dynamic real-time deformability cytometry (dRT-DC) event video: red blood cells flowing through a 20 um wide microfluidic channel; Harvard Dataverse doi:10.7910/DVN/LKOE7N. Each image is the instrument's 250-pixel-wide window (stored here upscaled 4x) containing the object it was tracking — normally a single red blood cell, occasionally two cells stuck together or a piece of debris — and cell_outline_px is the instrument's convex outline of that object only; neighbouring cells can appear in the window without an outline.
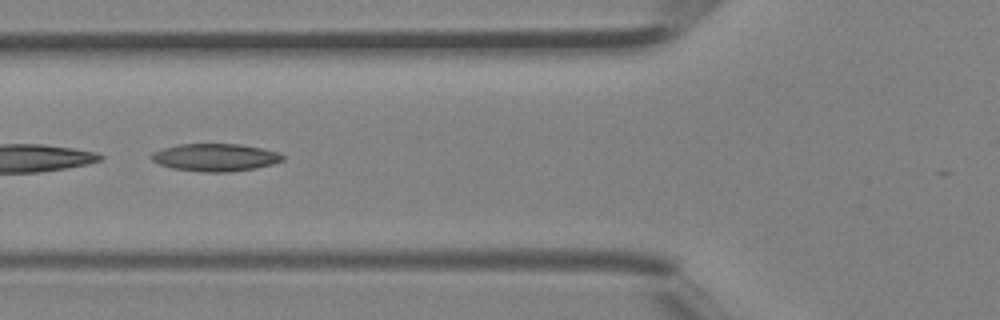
{"species": "Egyptian fruit bat (a non-hibernating species)", "species_latin": "Rousettus aegyptiacus", "temperature_condition": "room temperature", "stored_images_in_passage": 35, "camera_frame_rate_fps": 3000, "um_per_image_px": 0.085, "animal": {"sex": "female"}, "frame": {"image": 1, "passage_image": 15, "time_ms": 4.667, "image_size_px": [1000, 320], "cell_outline_px": [[284, 160], [272, 164], [256, 168], [228, 172], [200, 172], [172, 168], [160, 164], [152, 160], [152, 152], [164, 148], [180, 144], [240, 144], [264, 148], [280, 152], [284, 156]], "centroid_in_image_um": [18.35, 13.38], "position_along_channel_um": 107.5, "area_um2": 21.15}}
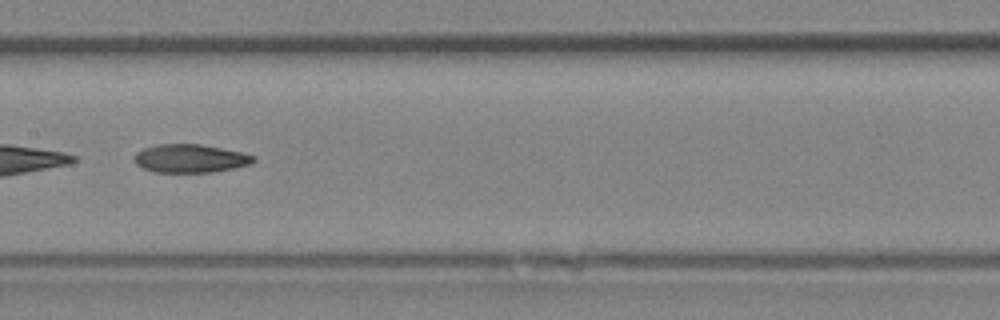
{"frame": {"image": 2, "passage_image": 20, "time_ms": 6.333, "image_size_px": [1000, 320], "cell_outline_px": [[256, 160], [252, 164], [216, 172], [156, 172], [144, 168], [136, 164], [132, 160], [132, 156], [136, 152], [144, 148], [156, 144], [200, 144], [240, 152], [256, 156]], "centroid_in_image_um": [16.16, 13.47], "position_along_channel_um": 191.2, "area_um2": 19.83}}